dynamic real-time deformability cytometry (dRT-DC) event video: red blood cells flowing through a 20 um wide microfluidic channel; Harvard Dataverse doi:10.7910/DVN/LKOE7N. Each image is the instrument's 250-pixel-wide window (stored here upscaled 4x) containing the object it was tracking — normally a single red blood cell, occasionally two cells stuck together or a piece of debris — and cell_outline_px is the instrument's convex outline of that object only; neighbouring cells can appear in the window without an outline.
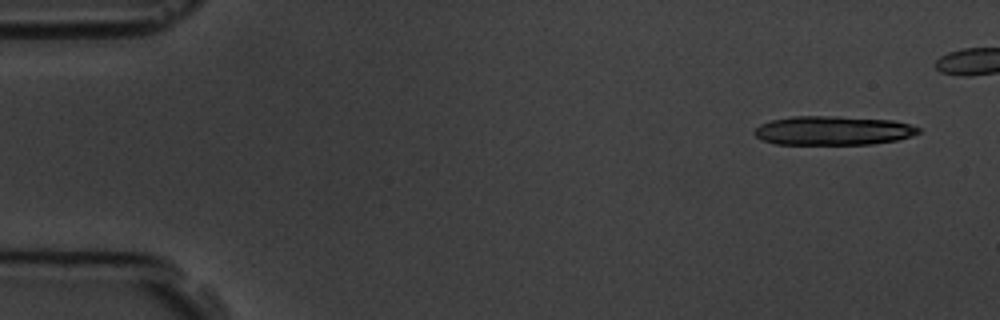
{"species": "common noctule bat (a hibernating species)", "species_latin": "Nyctalus noctula", "temperature_condition": "room temperature", "stored_images_in_passage": 5, "camera_frame_rate_fps": 3000, "um_per_image_px": 0.085, "animal": {"sex": "male", "body_mass_g": 19.5, "forearm_length_mm": 54.6}, "frame": {"image": 1, "passage_image": 1, "time_ms": 0.0, "image_size_px": [1000, 320], "cell_outline_px": [[920, 132], [912, 136], [896, 140], [872, 144], [776, 144], [764, 140], [756, 136], [752, 132], [760, 124], [772, 120], [792, 116], [836, 116], [892, 120], [908, 124], [920, 128]], "centroid_in_image_um": [70.8, 11.09], "position_along_channel_um": 14.2, "area_um2": 27.69}}